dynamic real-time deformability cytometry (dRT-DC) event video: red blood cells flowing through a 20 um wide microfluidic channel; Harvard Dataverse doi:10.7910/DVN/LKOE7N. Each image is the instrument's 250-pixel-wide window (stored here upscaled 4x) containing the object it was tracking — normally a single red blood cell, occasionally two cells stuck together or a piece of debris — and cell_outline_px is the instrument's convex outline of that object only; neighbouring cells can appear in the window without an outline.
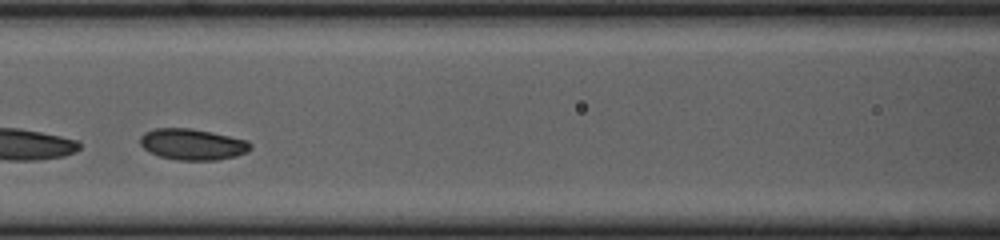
{"species": "common noctule bat (a hibernating species)", "species_latin": "Nyctalus noctula", "temperature_condition": "cold", "stored_images_in_passage": 14, "camera_frame_rate_fps": 3000, "um_per_image_px": 0.085, "animal": {"sex": "female", "body_mass_g": 23.0, "forearm_length_mm": 53.4}, "frame": {"image": 1, "passage_image": 8, "time_ms": 2.333, "image_size_px": [1000, 240], "cell_outline_px": [[252, 148], [248, 152], [236, 156], [216, 160], [176, 160], [160, 156], [148, 152], [140, 144], [140, 136], [144, 132], [156, 128], [192, 128], [212, 132], [248, 140], [252, 144]], "centroid_in_image_um": [16.38, 12.26], "position_along_channel_um": 150.2, "area_um2": 20.23}}